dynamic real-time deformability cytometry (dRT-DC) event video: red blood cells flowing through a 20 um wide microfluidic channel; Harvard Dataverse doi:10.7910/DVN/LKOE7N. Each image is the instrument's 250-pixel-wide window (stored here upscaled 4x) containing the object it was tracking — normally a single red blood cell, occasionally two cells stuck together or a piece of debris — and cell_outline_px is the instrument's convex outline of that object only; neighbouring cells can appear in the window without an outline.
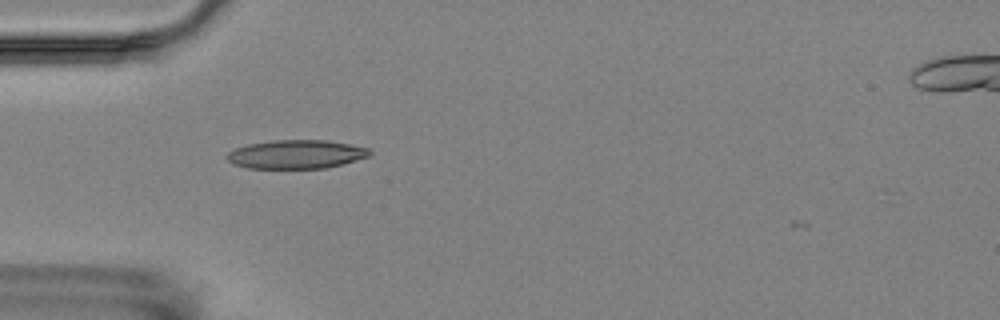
{"species": "Egyptian fruit bat (a non-hibernating species)", "species_latin": "Rousettus aegyptiacus", "temperature_condition": "room temperature", "stored_images_in_passage": 3, "camera_frame_rate_fps": 3000, "um_per_image_px": 0.085, "animal": {"sex": "female"}, "frame": {"image": 1, "passage_image": 2, "time_ms": 1.333, "image_size_px": [1000, 320], "cell_outline_px": [[372, 156], [324, 168], [248, 168], [232, 164], [224, 156], [228, 152], [236, 148], [248, 144], [272, 140], [328, 140], [368, 148], [372, 152]], "centroid_in_image_um": [25.16, 13.11], "position_along_channel_um": 59.8, "area_um2": 23.87}}
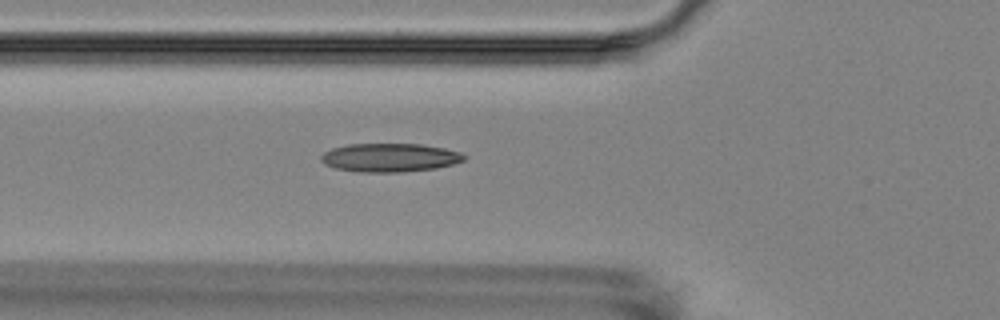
{"frame": {"image": 2, "passage_image": 3, "time_ms": 2.333, "image_size_px": [1000, 320], "cell_outline_px": [[468, 156], [464, 160], [452, 164], [436, 168], [404, 172], [360, 172], [336, 168], [324, 164], [320, 160], [320, 156], [324, 152], [332, 148], [348, 144], [420, 144], [444, 148], [460, 152]], "centroid_in_image_um": [33.13, 13.39], "position_along_channel_um": 92.7, "area_um2": 23.87}}